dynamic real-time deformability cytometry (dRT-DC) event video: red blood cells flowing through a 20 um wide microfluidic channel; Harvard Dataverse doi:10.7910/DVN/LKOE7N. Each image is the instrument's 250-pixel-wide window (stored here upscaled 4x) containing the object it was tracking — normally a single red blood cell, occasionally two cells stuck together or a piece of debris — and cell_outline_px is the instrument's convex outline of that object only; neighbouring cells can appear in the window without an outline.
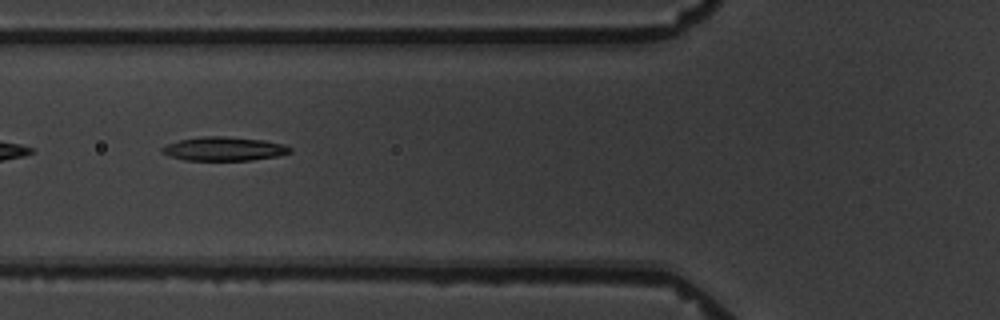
{"species": "common noctule bat (a hibernating species)", "species_latin": "Nyctalus noctula", "temperature_condition": "warm", "stored_images_in_passage": 7, "camera_frame_rate_fps": 3000, "um_per_image_px": 0.085, "animal": {"sex": "male", "body_mass_g": 19.5, "forearm_length_mm": 54.6}, "frame": {"image": 1, "passage_image": 5, "time_ms": 5.667, "image_size_px": [1000, 320], "cell_outline_px": [[292, 152], [276, 156], [252, 160], [184, 160], [168, 156], [160, 152], [160, 148], [168, 144], [180, 140], [200, 136], [224, 136], [264, 140], [284, 144], [292, 148]], "centroid_in_image_um": [19.02, 12.65], "position_along_channel_um": 106.8, "area_um2": 17.86}}
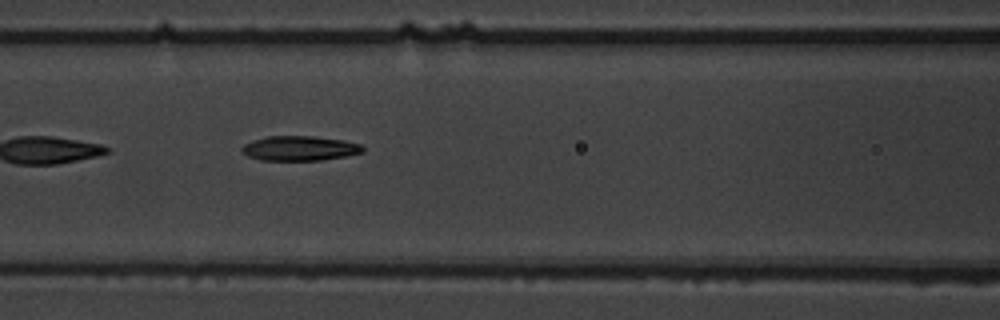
{"frame": {"image": 2, "passage_image": 6, "time_ms": 6.667, "image_size_px": [1000, 320], "cell_outline_px": [[364, 152], [344, 156], [320, 160], [260, 160], [248, 156], [240, 148], [244, 144], [252, 140], [268, 136], [316, 136], [344, 140], [360, 144], [364, 148]], "centroid_in_image_um": [25.47, 12.6], "position_along_channel_um": 141.1, "area_um2": 17.4}}